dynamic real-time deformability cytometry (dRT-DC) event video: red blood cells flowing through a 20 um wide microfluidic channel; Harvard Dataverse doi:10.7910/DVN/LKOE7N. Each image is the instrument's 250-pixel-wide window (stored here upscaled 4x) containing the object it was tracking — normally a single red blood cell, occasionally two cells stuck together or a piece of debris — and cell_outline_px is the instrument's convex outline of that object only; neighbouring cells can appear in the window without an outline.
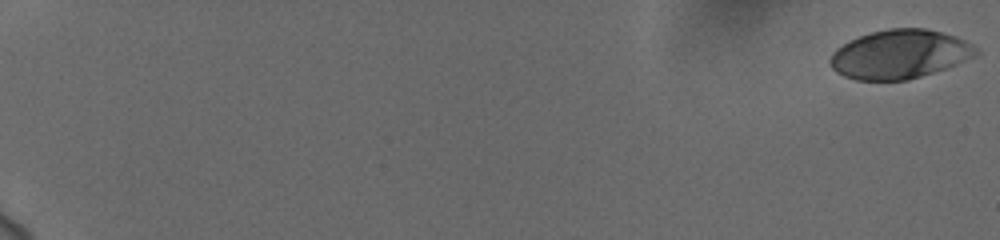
{"species": "human", "species_latin": "Homo sapiens", "temperature_condition": "cold", "stored_images_in_passage": 16, "camera_frame_rate_fps": 3000, "um_per_image_px": 0.085, "donor": {"sex": "female"}, "frame": {"image": 1, "passage_image": 1, "time_ms": 0.0, "image_size_px": [1000, 240], "cell_outline_px": [[980, 52], [976, 56], [956, 64], [908, 80], [856, 80], [844, 76], [836, 72], [832, 68], [828, 60], [832, 52], [836, 48], [860, 36], [872, 32], [888, 28], [924, 28], [956, 36], [980, 48]], "centroid_in_image_um": [76.48, 4.61], "position_along_channel_um": 8.5, "area_um2": 41.44}}